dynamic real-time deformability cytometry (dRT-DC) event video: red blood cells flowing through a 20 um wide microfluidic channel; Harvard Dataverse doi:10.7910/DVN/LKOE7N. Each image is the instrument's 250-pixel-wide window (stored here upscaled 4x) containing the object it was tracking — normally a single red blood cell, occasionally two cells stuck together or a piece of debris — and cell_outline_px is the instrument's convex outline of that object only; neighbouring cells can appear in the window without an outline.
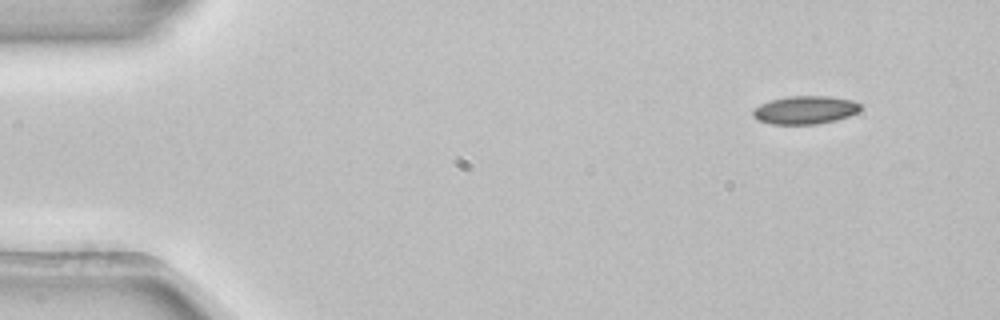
{"species": "common noctule bat (a hibernating species)", "species_latin": "Nyctalus noctula", "temperature_condition": "room temperature", "stored_images_in_passage": 4, "segment_of_instrument_passage": [2, 2], "camera_frame_rate_fps": 3000, "um_per_image_px": 0.085, "animal": {"sex": "female", "body_mass_g": 22.7, "forearm_length_mm": 54.2}, "frame": {"image": 1, "passage_image": 4, "time_ms": 1.0, "image_size_px": [1000, 320], "cell_outline_px": [[860, 108], [856, 112], [848, 116], [836, 120], [816, 124], [772, 124], [756, 120], [752, 116], [752, 108], [760, 104], [772, 100], [788, 96], [832, 96], [852, 100], [860, 104]], "centroid_in_image_um": [68.38, 9.35], "position_along_channel_um": 16.6, "area_um2": 17.69}}